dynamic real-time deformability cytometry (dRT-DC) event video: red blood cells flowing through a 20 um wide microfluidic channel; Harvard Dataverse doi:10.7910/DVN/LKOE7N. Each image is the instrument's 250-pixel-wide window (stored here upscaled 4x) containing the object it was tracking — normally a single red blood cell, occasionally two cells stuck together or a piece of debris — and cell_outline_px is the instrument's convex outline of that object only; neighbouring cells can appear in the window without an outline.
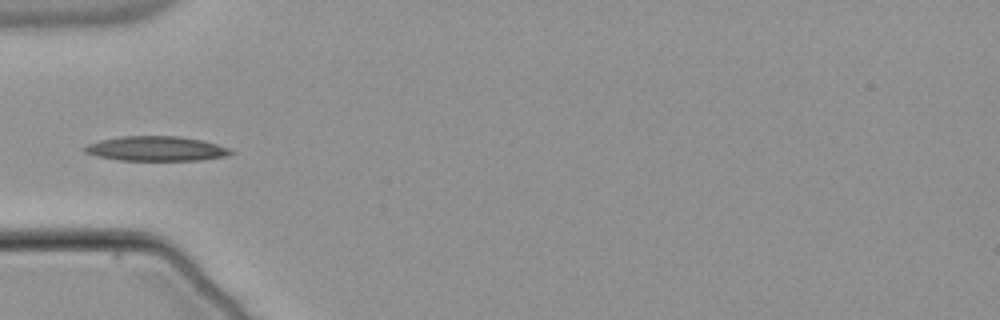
{"species": "common noctule bat (a hibernating species)", "species_latin": "Nyctalus noctula", "temperature_condition": "warm", "stored_images_in_passage": 37, "camera_frame_rate_fps": 3000, "um_per_image_px": 0.085, "animal": {"sex": "male", "body_mass_g": 21.5, "forearm_length_mm": 52.0}, "frame": {"image": 1, "passage_image": 1, "time_ms": 0.0, "image_size_px": [1000, 320], "cell_outline_px": [[236, 152], [228, 156], [200, 160], [120, 160], [96, 156], [84, 152], [84, 148], [88, 144], [100, 140], [120, 136], [180, 136], [204, 140], [228, 148]], "centroid_in_image_um": [13.31, 12.63], "position_along_channel_um": 71.7, "area_um2": 21.1}}
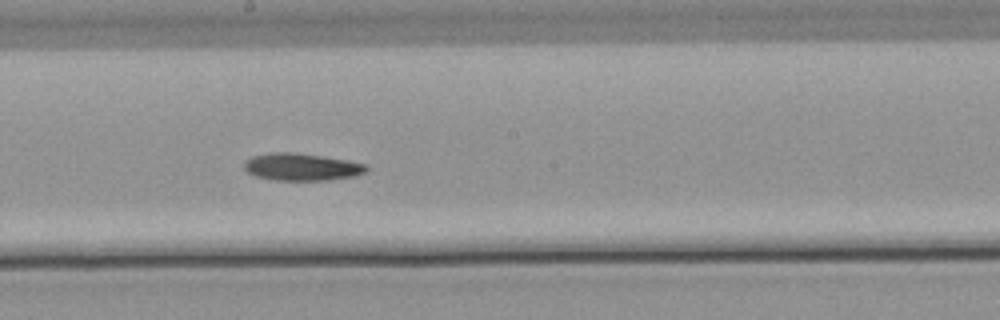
{"frame": {"image": 2, "passage_image": 13, "time_ms": 4.0, "image_size_px": [1000, 320], "cell_outline_px": [[368, 172], [356, 176], [328, 180], [272, 180], [256, 176], [248, 172], [244, 168], [244, 160], [252, 156], [272, 152], [292, 152], [348, 160], [364, 164], [368, 168]], "centroid_in_image_um": [25.64, 14.19], "position_along_channel_um": 222.6, "area_um2": 19.48}}
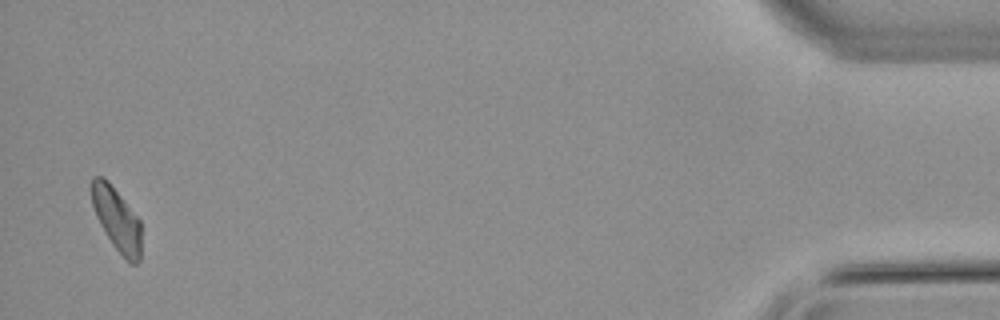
{"frame": {"image": 3, "passage_image": 36, "time_ms": 11.667, "image_size_px": [1000, 320], "cell_outline_px": [[140, 260], [136, 264], [128, 264], [112, 244], [100, 224], [96, 216], [92, 204], [88, 188], [88, 184], [92, 176], [104, 176], [108, 180], [140, 220]], "centroid_in_image_um": [9.87, 18.59], "position_along_channel_um": 425.3, "area_um2": 18.73}, "authors_computed_cell_mechanics": {"area_um2": 19.2474, "velocity_mm_per_s": 3.7831, "shape_relaxation_time_tau1_ms": 11.2176, "shape_relaxation_time_tau2_ms": null, "deformation_change_tau1": 0.2244, "deformation_change_tau2": null}}